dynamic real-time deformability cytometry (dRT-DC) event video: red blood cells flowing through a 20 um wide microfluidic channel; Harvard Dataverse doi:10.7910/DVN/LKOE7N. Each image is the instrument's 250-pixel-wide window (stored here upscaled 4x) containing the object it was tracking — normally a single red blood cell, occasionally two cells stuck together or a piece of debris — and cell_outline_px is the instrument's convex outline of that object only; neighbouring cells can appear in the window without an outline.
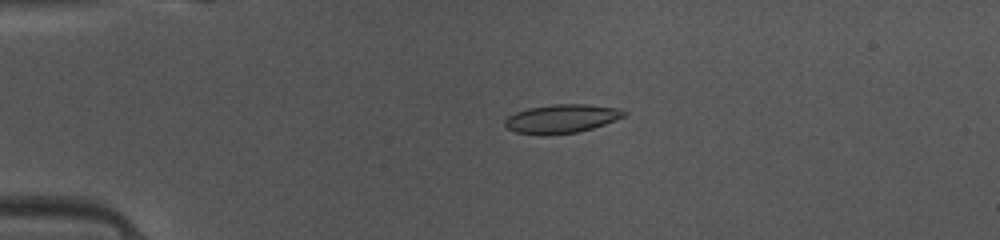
{"species": "common noctule bat (a hibernating species)", "species_latin": "Nyctalus noctula", "temperature_condition": "warm", "stored_images_in_passage": 49, "camera_frame_rate_fps": 3000, "um_per_image_px": 0.085, "animal": {"sex": "female", "body_mass_g": 10.0, "forearm_length_mm": 53.1}, "frame": {"image": 1, "passage_image": 12, "time_ms": 3.667, "image_size_px": [1000, 240], "cell_outline_px": [[628, 116], [592, 128], [576, 132], [552, 136], [540, 136], [516, 132], [508, 128], [504, 124], [504, 120], [508, 116], [516, 112], [528, 108], [552, 104], [588, 104], [620, 108], [628, 112]], "centroid_in_image_um": [47.76, 10.1], "position_along_channel_um": 37.2, "area_um2": 20.35}}
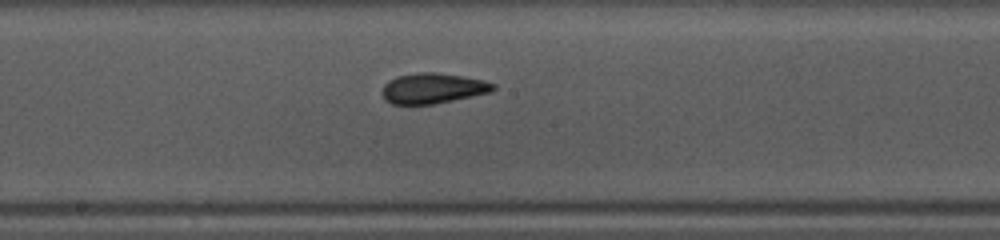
{"frame": {"image": 2, "passage_image": 27, "time_ms": 8.667, "image_size_px": [1000, 240], "cell_outline_px": [[496, 88], [492, 92], [432, 104], [392, 104], [384, 100], [384, 84], [388, 80], [396, 76], [416, 72], [436, 72], [484, 80], [496, 84]], "centroid_in_image_um": [36.8, 7.49], "position_along_channel_um": 211.4, "area_um2": 19.59}}
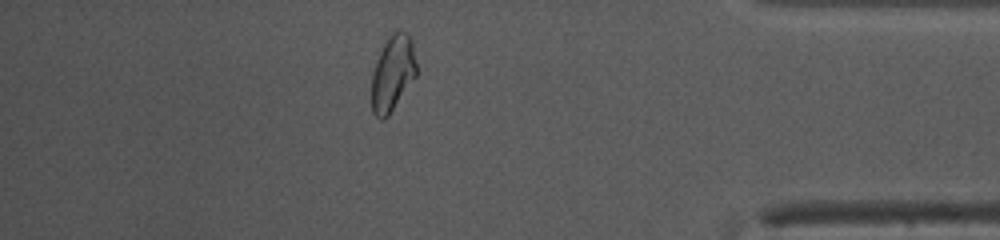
{"frame": {"image": 3, "passage_image": 43, "time_ms": 14.0, "image_size_px": [1000, 240], "cell_outline_px": [[416, 76], [388, 116], [384, 120], [380, 120], [372, 112], [372, 72], [376, 60], [384, 44], [392, 32], [400, 28], [408, 32], [412, 40], [416, 64]], "centroid_in_image_um": [33.38, 6.2], "position_along_channel_um": 401.8, "area_um2": 19.88}, "authors_computed_cell_mechanics": {"area_um2": 19.5364, "velocity_mm_per_s": 4.1385, "shape_relaxation_time_tau1_ms": 2.3118, "shape_relaxation_time_tau2_ms": 1.6424, "deformation_change_tau1": 0.1147, "deformation_change_tau2": 0.0835}}